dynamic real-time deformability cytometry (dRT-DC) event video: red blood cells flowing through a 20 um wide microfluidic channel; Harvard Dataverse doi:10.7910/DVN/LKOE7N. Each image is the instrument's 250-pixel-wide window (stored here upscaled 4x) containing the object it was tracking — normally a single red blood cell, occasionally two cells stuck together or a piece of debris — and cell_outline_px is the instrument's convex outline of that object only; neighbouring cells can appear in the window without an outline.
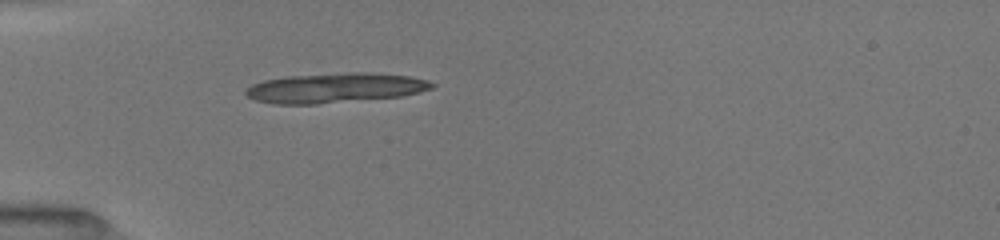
{"species": "common noctule bat (a hibernating species)", "species_latin": "Nyctalus noctula", "temperature_condition": "room temperature", "stored_images_in_passage": 35, "camera_frame_rate_fps": 3000, "um_per_image_px": 0.085, "animal": {"sex": "female", "body_mass_g": 19.5, "forearm_length_mm": 54.1}, "frame": {"image": 1, "passage_image": 1, "time_ms": 0.0, "image_size_px": [1000, 240], "cell_outline_px": [[436, 84], [432, 88], [420, 92], [404, 96], [316, 104], [272, 104], [256, 100], [248, 96], [244, 92], [244, 88], [252, 84], [264, 80], [284, 76], [348, 72], [372, 72], [408, 76], [428, 80]], "centroid_in_image_um": [28.47, 7.47], "position_along_channel_um": 56.5, "area_um2": 32.66}, "authors_computed_cell_mechanics": {"area_um2": 18.496, "velocity_mm_per_s": 4.0484, "shape_relaxation_time_tau1_ms": null, "shape_relaxation_time_tau2_ms": 4.2672, "deformation_change_tau1": null, "deformation_change_tau2": 0.1259}}